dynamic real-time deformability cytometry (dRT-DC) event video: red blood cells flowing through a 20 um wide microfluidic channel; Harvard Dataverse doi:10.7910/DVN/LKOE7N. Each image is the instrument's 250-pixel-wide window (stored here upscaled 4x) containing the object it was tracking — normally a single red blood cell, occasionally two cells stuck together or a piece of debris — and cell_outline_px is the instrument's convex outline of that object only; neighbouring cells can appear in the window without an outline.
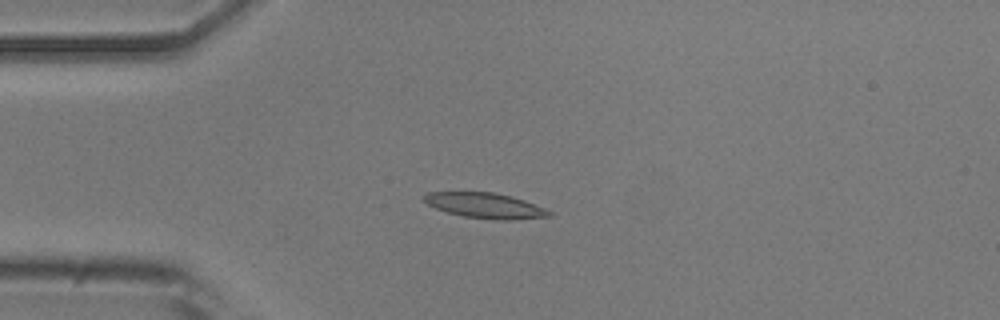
{"species": "common noctule bat (a hibernating species)", "species_latin": "Nyctalus noctula", "temperature_condition": "room temperature", "stored_images_in_passage": 50, "camera_frame_rate_fps": 3000, "um_per_image_px": 0.085, "animal": {"sex": "male", "body_mass_g": 20.5, "forearm_length_mm": 52.5}, "frame": {"image": 1, "passage_image": 11, "time_ms": 3.333, "image_size_px": [1000, 320], "cell_outline_px": [[552, 216], [512, 220], [496, 220], [464, 216], [448, 212], [436, 208], [428, 204], [424, 200], [424, 196], [428, 192], [492, 192], [512, 196], [524, 200], [544, 208], [552, 212]], "centroid_in_image_um": [41.28, 17.47], "position_along_channel_um": 43.7, "area_um2": 18.32}}
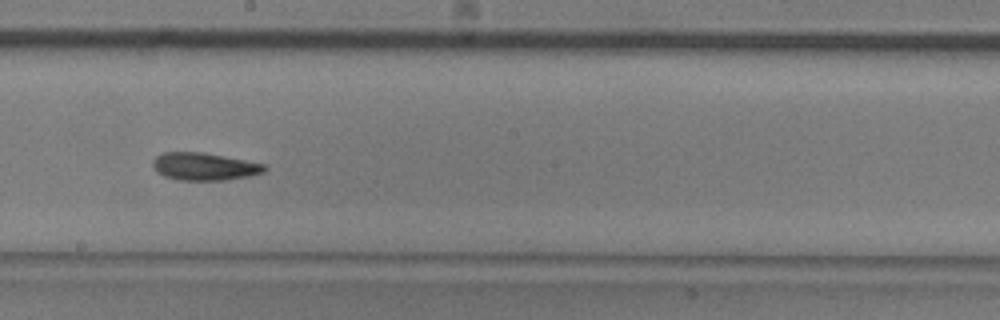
{"frame": {"image": 2, "passage_image": 27, "time_ms": 8.667, "image_size_px": [1000, 320], "cell_outline_px": [[268, 168], [264, 172], [248, 176], [224, 180], [180, 180], [164, 176], [152, 164], [152, 160], [156, 156], [164, 152], [204, 152], [264, 164]], "centroid_in_image_um": [17.38, 14.15], "position_along_channel_um": 230.8, "area_um2": 17.74}}
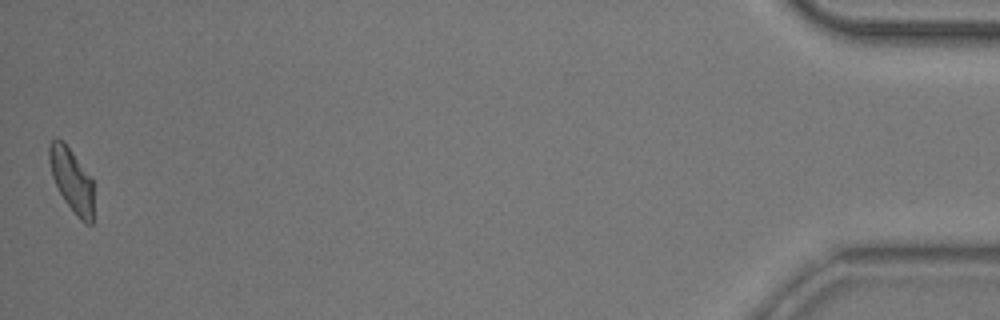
{"frame": {"image": 3, "passage_image": 50, "time_ms": 16.333, "image_size_px": [1000, 320], "cell_outline_px": [[92, 224], [84, 224], [76, 216], [64, 200], [52, 176], [48, 160], [48, 144], [56, 136], [64, 140], [92, 176]], "centroid_in_image_um": [6.07, 15.24], "position_along_channel_um": 429.1, "area_um2": 16.82}, "authors_computed_cell_mechanics": {"area_um2": 17.7446, "velocity_mm_per_s": 3.8347, "shape_relaxation_time_tau1_ms": 6.0416, "shape_relaxation_time_tau2_ms": 6.9346, "deformation_change_tau1": 0.16, "deformation_change_tau2": 0.1497}}